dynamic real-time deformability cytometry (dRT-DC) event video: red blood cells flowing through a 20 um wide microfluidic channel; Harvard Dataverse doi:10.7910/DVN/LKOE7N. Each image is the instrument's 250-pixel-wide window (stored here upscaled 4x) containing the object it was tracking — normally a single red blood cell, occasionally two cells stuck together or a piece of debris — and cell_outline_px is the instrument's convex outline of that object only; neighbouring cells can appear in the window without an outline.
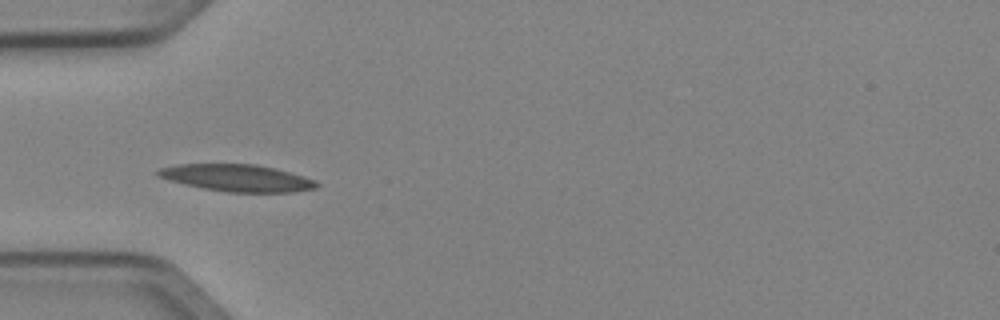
{"species": "Egyptian fruit bat (a non-hibernating species)", "species_latin": "Rousettus aegyptiacus", "temperature_condition": "cold", "stored_images_in_passage": 5, "camera_frame_rate_fps": 3000, "um_per_image_px": 0.085, "animal": {"sex": "female"}, "frame": {"image": 1, "passage_image": 3, "time_ms": 0.667, "image_size_px": [1000, 320], "cell_outline_px": [[320, 184], [316, 188], [296, 192], [228, 192], [204, 188], [184, 184], [168, 180], [156, 176], [156, 172], [160, 168], [180, 164], [256, 164], [304, 176], [316, 180]], "centroid_in_image_um": [20.16, 15.13], "position_along_channel_um": 64.8, "area_um2": 24.85}}
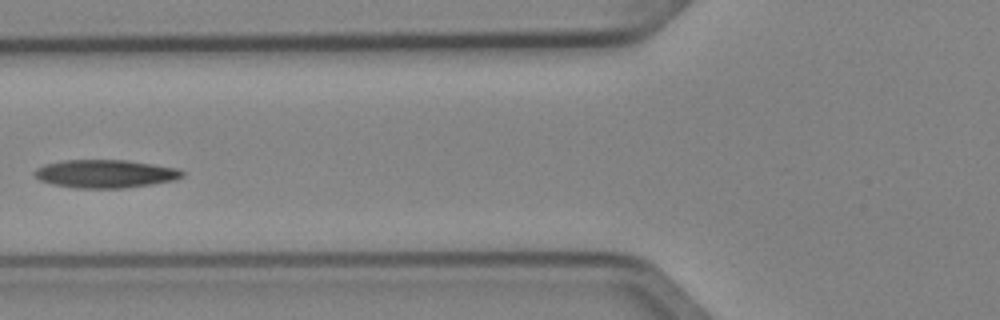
{"frame": {"image": 2, "passage_image": 4, "time_ms": 1.0, "image_size_px": [1000, 320], "cell_outline_px": [[184, 176], [176, 180], [152, 184], [124, 188], [76, 188], [52, 184], [40, 180], [32, 172], [36, 168], [44, 164], [64, 160], [124, 160], [176, 168], [184, 172]], "centroid_in_image_um": [8.93, 14.77], "position_along_channel_um": 116.9, "area_um2": 24.16}}
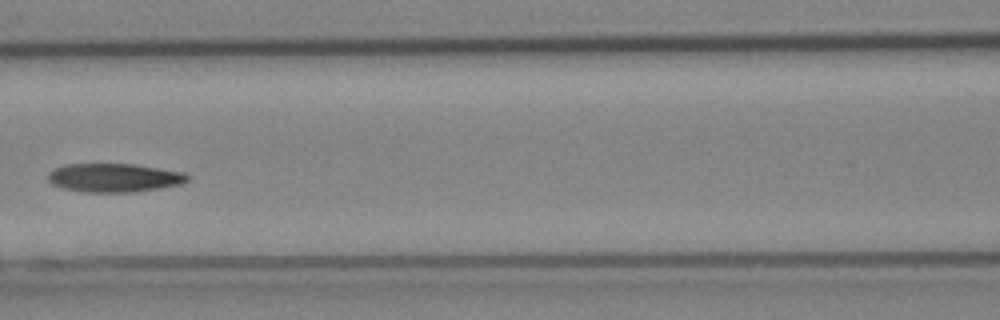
{"frame": {"image": 3, "passage_image": 5, "time_ms": 1.333, "image_size_px": [1000, 320], "cell_outline_px": [[188, 180], [180, 184], [160, 188], [132, 192], [84, 192], [60, 188], [52, 184], [48, 180], [48, 172], [52, 168], [64, 164], [136, 164], [184, 172], [188, 176]], "centroid_in_image_um": [9.65, 15.1], "position_along_channel_um": 157.0, "area_um2": 23.47}}